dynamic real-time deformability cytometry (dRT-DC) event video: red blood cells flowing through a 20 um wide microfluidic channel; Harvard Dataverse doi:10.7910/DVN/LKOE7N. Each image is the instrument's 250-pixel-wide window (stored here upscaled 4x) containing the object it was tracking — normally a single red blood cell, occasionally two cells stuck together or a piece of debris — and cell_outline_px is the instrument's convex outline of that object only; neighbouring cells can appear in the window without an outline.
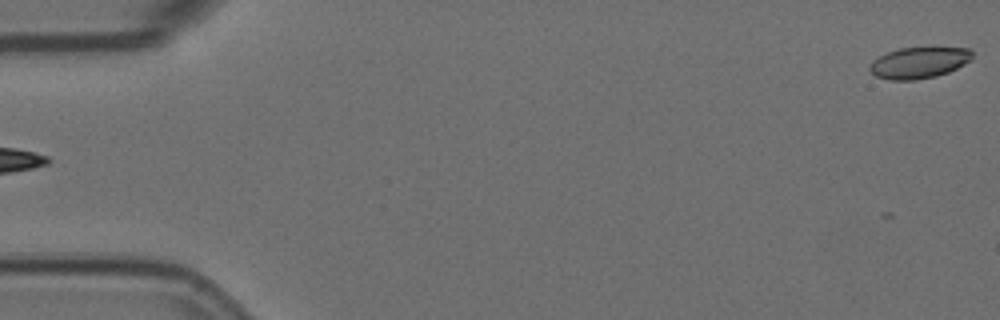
{"species": "Egyptian fruit bat (a non-hibernating species)", "species_latin": "Rousettus aegyptiacus", "temperature_condition": "room temperature", "stored_images_in_passage": 2, "camera_frame_rate_fps": 3000, "um_per_image_px": 0.085, "animal": {"sex": "female"}, "frame": {"image": 1, "passage_image": 2, "time_ms": 0.333, "image_size_px": [1000, 320], "cell_outline_px": [[972, 60], [948, 72], [936, 76], [916, 80], [888, 80], [876, 76], [868, 68], [872, 60], [888, 52], [900, 48], [968, 48], [972, 52]], "centroid_in_image_um": [78.09, 5.34], "position_along_channel_um": 6.9, "area_um2": 18.55}}